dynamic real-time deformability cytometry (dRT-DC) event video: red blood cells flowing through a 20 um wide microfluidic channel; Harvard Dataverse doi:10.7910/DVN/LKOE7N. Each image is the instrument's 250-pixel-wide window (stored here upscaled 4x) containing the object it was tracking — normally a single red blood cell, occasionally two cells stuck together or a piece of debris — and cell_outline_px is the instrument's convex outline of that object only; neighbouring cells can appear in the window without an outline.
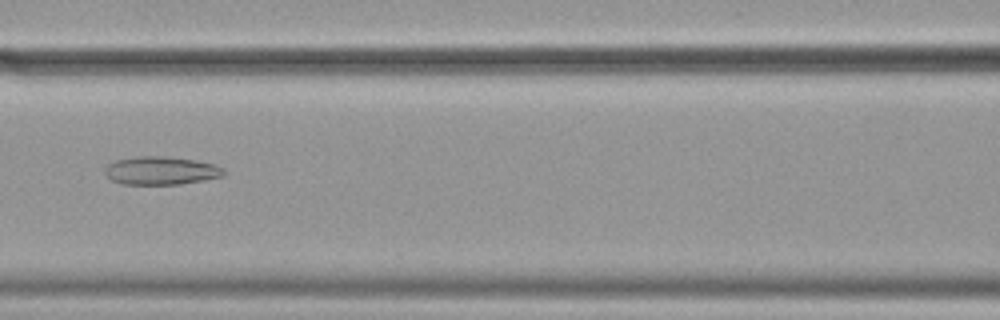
{"species": "common noctule bat (a hibernating species)", "species_latin": "Nyctalus noctula", "temperature_condition": "cold", "stored_images_in_passage": 56, "camera_frame_rate_fps": 3000, "um_per_image_px": 0.085, "animal": {"sex": "female", "body_mass_g": 19.9}, "frame": {"image": 1, "passage_image": 25, "time_ms": 8.0, "image_size_px": [1000, 320], "cell_outline_px": [[224, 176], [204, 180], [180, 184], [120, 184], [112, 180], [104, 172], [104, 168], [108, 164], [116, 160], [136, 156], [164, 156], [196, 160], [216, 164], [224, 168]], "centroid_in_image_um": [13.7, 14.5], "position_along_channel_um": 152.9, "area_um2": 19.65}}
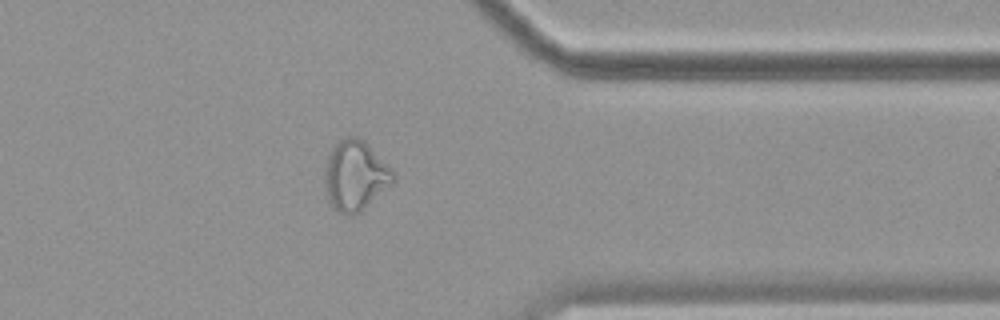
{"frame": {"image": 2, "passage_image": 45, "time_ms": 14.667, "image_size_px": [1000, 320], "cell_outline_px": [[396, 180], [392, 184], [360, 212], [352, 216], [340, 212], [332, 208], [328, 204], [324, 184], [324, 168], [328, 156], [332, 148], [340, 140], [348, 136], [356, 136], [364, 140], [396, 172]], "centroid_in_image_um": [30.2, 14.94], "position_along_channel_um": 381.2, "area_um2": 28.38}}
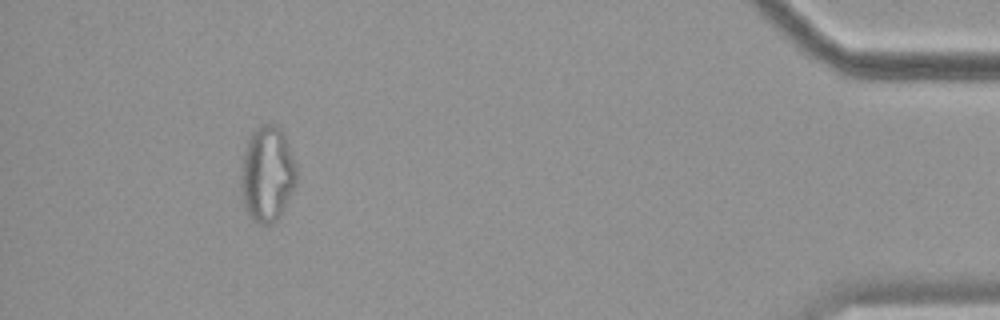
{"frame": {"image": 3, "passage_image": 52, "time_ms": 17.0, "image_size_px": [1000, 320], "cell_outline_px": [[296, 184], [284, 208], [276, 220], [272, 224], [256, 224], [248, 216], [244, 204], [244, 152], [248, 140], [252, 132], [260, 124], [276, 124], [284, 132], [296, 168]], "centroid_in_image_um": [22.76, 14.79], "position_along_channel_um": 412.4, "area_um2": 30.17}, "authors_computed_cell_mechanics": {"area_um2": 26.7325, "velocity_mm_per_s": 3.5613, "shape_relaxation_time_tau1_ms": null, "shape_relaxation_time_tau2_ms": 5.5015, "deformation_change_tau1": null, "deformation_change_tau2": 0.154}}